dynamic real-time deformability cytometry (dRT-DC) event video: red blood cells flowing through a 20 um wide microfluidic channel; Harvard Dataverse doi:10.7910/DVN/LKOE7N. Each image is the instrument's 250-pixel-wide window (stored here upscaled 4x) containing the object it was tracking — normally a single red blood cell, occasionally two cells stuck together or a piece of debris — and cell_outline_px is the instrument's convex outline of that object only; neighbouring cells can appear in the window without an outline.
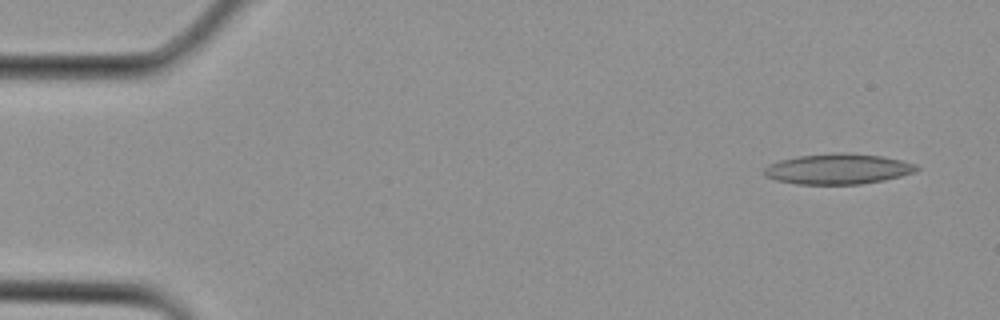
{"species": "Egyptian fruit bat (a non-hibernating species)", "species_latin": "Rousettus aegyptiacus", "temperature_condition": "cold", "stored_images_in_passage": 2, "camera_frame_rate_fps": 3000, "um_per_image_px": 0.085, "animal": {"sex": "female"}, "frame": {"image": 1, "passage_image": 2, "time_ms": 0.333, "image_size_px": [1000, 320], "cell_outline_px": [[920, 168], [912, 172], [900, 176], [884, 180], [860, 184], [796, 184], [776, 180], [764, 176], [764, 168], [768, 164], [780, 160], [796, 156], [840, 152], [844, 152], [880, 156], [900, 160], [916, 164]], "centroid_in_image_um": [71.18, 14.36], "position_along_channel_um": 13.8, "area_um2": 26.99}}